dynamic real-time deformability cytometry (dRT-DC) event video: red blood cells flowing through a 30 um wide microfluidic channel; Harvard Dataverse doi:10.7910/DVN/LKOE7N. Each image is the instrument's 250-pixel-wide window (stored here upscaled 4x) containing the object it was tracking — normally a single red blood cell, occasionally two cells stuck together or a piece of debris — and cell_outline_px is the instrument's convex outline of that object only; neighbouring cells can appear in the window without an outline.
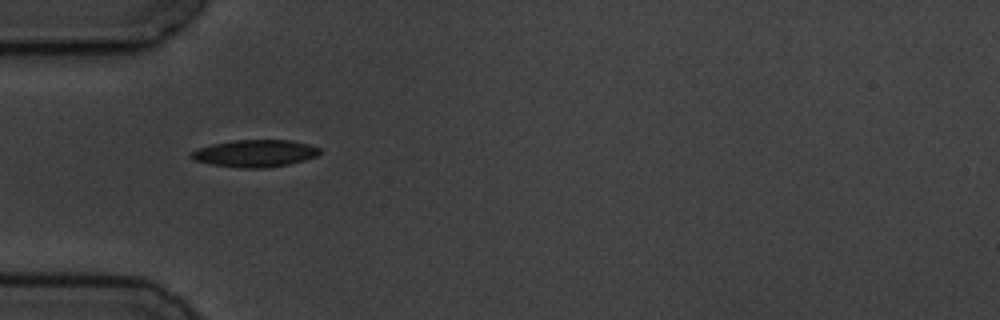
{"species": "common noctule bat (a hibernating species)", "species_latin": "Nyctalus noctula", "temperature_condition": "cold", "stored_images_in_passage": 2, "camera_frame_rate_fps": 3000, "um_per_image_px": 0.085, "animal": {"sex": "male", "body_mass_g": 19.5, "forearm_length_mm": 54.6}, "frame": {"image": 1, "passage_image": 1, "time_ms": 0.0, "image_size_px": [1000, 320], "cell_outline_px": [[320, 152], [316, 156], [304, 160], [288, 164], [264, 168], [240, 168], [212, 164], [192, 160], [188, 156], [192, 152], [200, 148], [212, 144], [232, 140], [288, 140], [308, 144], [320, 148]], "centroid_in_image_um": [21.65, 13.04], "position_along_channel_um": 63.4, "area_um2": 20.23}}
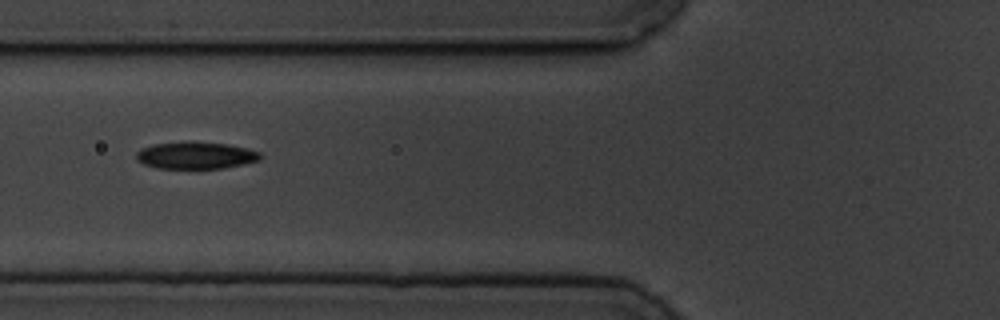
{"frame": {"image": 2, "passage_image": 2, "time_ms": 1.333, "image_size_px": [1000, 320], "cell_outline_px": [[260, 160], [244, 164], [224, 168], [156, 168], [144, 164], [136, 160], [136, 152], [140, 148], [152, 144], [228, 144], [248, 148], [260, 152]], "centroid_in_image_um": [16.64, 13.25], "position_along_channel_um": 109.2, "area_um2": 18.84}}